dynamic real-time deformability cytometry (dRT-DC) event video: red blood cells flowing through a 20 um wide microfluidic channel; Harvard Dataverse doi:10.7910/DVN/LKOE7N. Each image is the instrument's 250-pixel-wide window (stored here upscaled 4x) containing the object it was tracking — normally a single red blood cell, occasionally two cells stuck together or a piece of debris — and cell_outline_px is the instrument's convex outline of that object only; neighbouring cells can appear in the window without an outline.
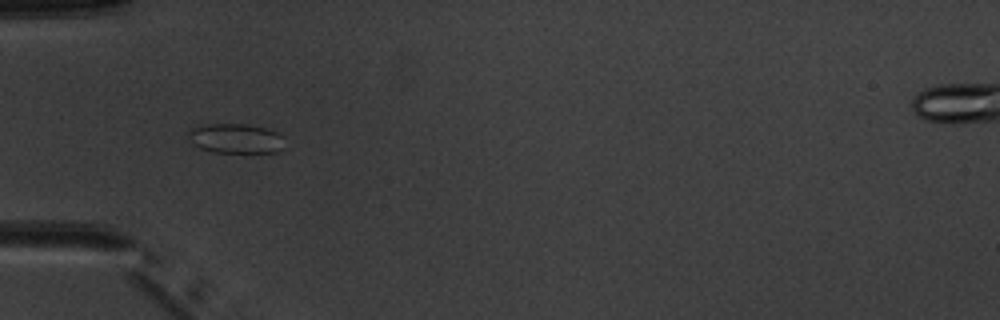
{"species": "common noctule bat (a hibernating species)", "species_latin": "Nyctalus noctula", "temperature_condition": "warm", "stored_images_in_passage": 7, "camera_frame_rate_fps": 3000, "um_per_image_px": 0.085, "animal": {"sex": "male", "body_mass_g": 20.1, "forearm_length_mm": 53.5}, "frame": {"image": 1, "passage_image": 5, "time_ms": 4.667, "image_size_px": [1000, 320], "cell_outline_px": [[280, 148], [276, 152], [216, 152], [200, 148], [184, 132], [192, 128], [208, 124], [244, 124], [264, 128], [276, 132], [280, 136]], "centroid_in_image_um": [19.95, 11.76], "position_along_channel_um": 65.0, "area_um2": 16.07}}
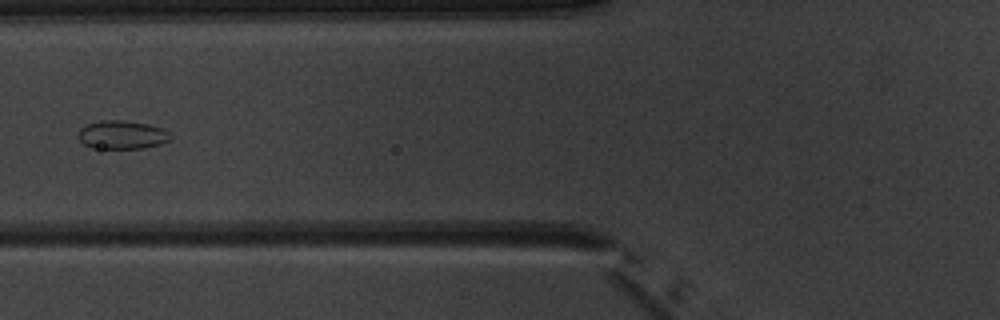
{"frame": {"image": 2, "passage_image": 6, "time_ms": 6.0, "image_size_px": [1000, 320], "cell_outline_px": [[172, 136], [168, 140], [160, 144], [144, 148], [92, 148], [84, 144], [76, 136], [80, 128], [88, 124], [100, 120], [120, 120], [148, 124], [164, 128]], "centroid_in_image_um": [10.35, 11.45], "position_along_channel_um": 115.4, "area_um2": 15.32}}
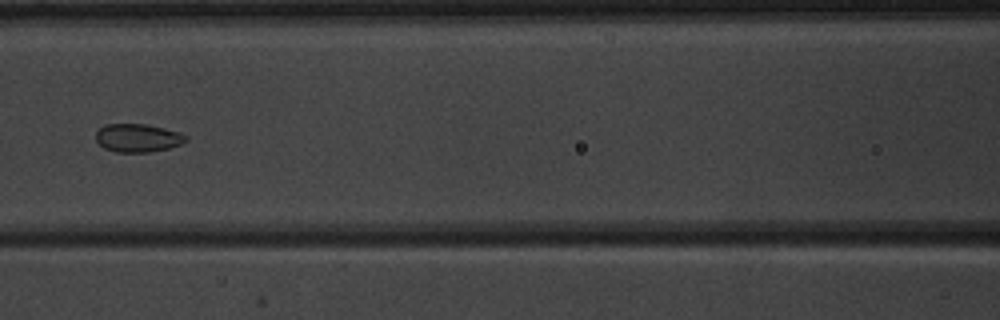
{"frame": {"image": 3, "passage_image": 7, "time_ms": 7.0, "image_size_px": [1000, 320], "cell_outline_px": [[188, 140], [180, 144], [168, 148], [148, 152], [116, 152], [104, 148], [96, 140], [96, 132], [104, 124], [148, 124], [180, 132], [188, 136]], "centroid_in_image_um": [11.72, 11.71], "position_along_channel_um": 154.9, "area_um2": 14.85}}